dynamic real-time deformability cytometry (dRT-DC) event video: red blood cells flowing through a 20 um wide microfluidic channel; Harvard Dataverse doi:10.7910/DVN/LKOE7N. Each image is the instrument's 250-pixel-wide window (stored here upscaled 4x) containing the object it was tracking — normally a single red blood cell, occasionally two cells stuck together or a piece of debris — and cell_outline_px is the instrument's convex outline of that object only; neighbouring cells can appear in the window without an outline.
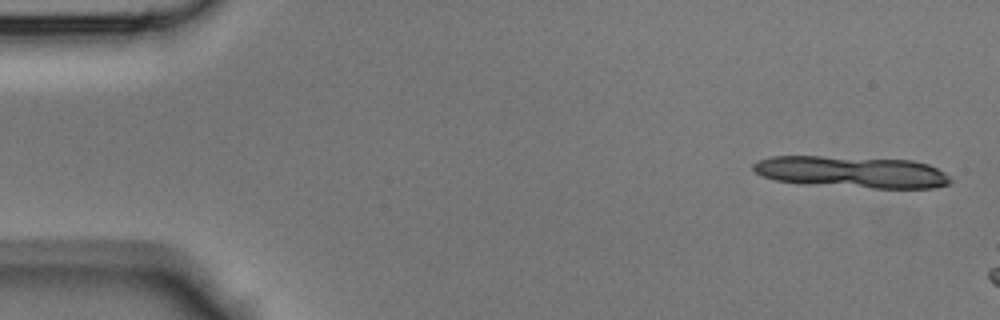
{"species": "Egyptian fruit bat (a non-hibernating species)", "species_latin": "Rousettus aegyptiacus", "temperature_condition": "room temperature", "stored_images_in_passage": 7, "camera_frame_rate_fps": 3000, "um_per_image_px": 0.085, "animal": {"sex": "male"}, "frame": {"image": 1, "passage_image": 2, "time_ms": 0.333, "image_size_px": [1000, 320], "cell_outline_px": [[952, 180], [948, 184], [932, 188], [872, 188], [800, 184], [776, 180], [760, 176], [752, 168], [752, 164], [756, 160], [772, 156], [820, 156], [912, 160], [928, 164], [944, 172]], "centroid_in_image_um": [72.35, 14.62], "position_along_channel_um": 12.7, "area_um2": 36.7}}